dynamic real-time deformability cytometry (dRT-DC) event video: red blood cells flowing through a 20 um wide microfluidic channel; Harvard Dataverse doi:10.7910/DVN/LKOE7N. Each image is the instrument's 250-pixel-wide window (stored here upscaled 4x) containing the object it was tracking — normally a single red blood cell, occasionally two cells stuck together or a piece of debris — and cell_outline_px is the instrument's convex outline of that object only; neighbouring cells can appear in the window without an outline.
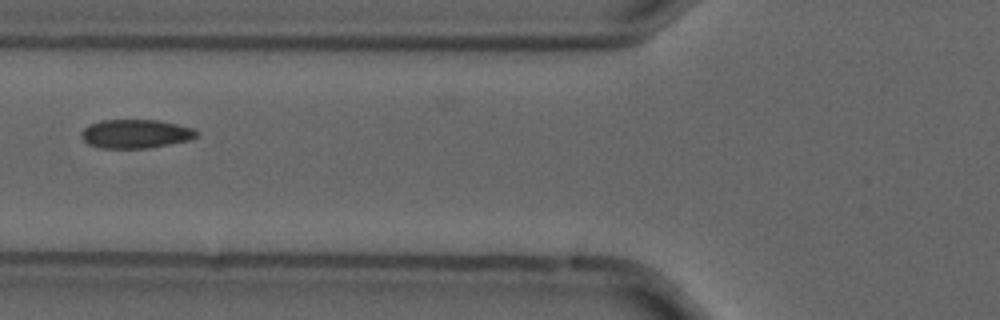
{"species": "common noctule bat (a hibernating species)", "species_latin": "Nyctalus noctula", "temperature_condition": "cold", "stored_images_in_passage": 9, "camera_frame_rate_fps": 3000, "um_per_image_px": 0.085, "animal": {"sex": "male", "forearm_length_mm": 52.5}, "frame": {"image": 1, "passage_image": 3, "time_ms": 0.667, "image_size_px": [1000, 320], "cell_outline_px": [[196, 136], [188, 140], [148, 148], [100, 148], [88, 144], [80, 136], [80, 132], [88, 124], [100, 120], [156, 120], [176, 124], [192, 128], [196, 132]], "centroid_in_image_um": [11.44, 11.37], "position_along_channel_um": 114.4, "area_um2": 19.19}}
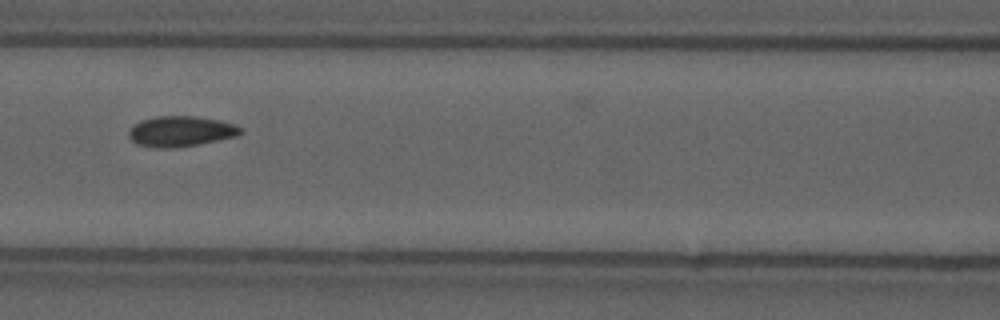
{"frame": {"image": 2, "passage_image": 4, "time_ms": 1.0, "image_size_px": [1000, 320], "cell_outline_px": [[244, 132], [240, 136], [196, 144], [172, 148], [160, 148], [136, 144], [128, 136], [128, 132], [140, 120], [156, 116], [192, 116], [220, 120], [244, 128]], "centroid_in_image_um": [15.4, 11.16], "position_along_channel_um": 151.2, "area_um2": 19.83}}